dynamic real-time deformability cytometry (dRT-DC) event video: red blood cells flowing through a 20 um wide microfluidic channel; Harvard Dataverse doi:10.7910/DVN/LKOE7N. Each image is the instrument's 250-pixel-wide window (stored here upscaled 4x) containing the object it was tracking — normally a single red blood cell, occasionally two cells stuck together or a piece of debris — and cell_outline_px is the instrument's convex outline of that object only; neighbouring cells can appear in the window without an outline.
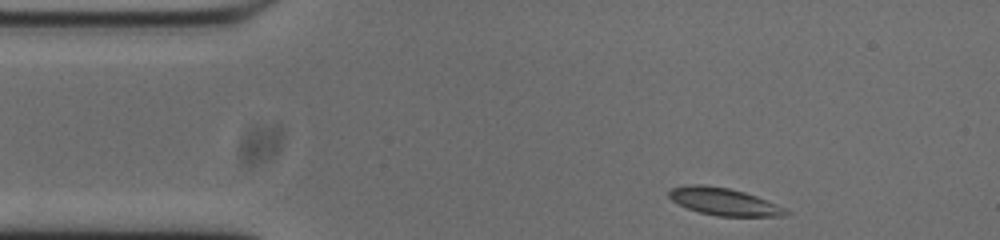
{"species": "common noctule bat (a hibernating species)", "species_latin": "Nyctalus noctula", "temperature_condition": "cold", "stored_images_in_passage": 47, "camera_frame_rate_fps": 3000, "um_per_image_px": 0.085, "animal": {"sex": "male", "body_mass_g": 20.0, "forearm_length_mm": 53.3}, "frame": {"image": 1, "passage_image": 1, "time_ms": 0.0, "image_size_px": [1000, 240], "cell_outline_px": [[792, 212], [784, 216], [716, 216], [700, 212], [688, 208], [672, 200], [668, 196], [668, 192], [672, 188], [688, 184], [700, 184], [728, 188], [744, 192], [756, 196], [776, 204]], "centroid_in_image_um": [61.54, 17.14], "position_along_channel_um": 23.5, "area_um2": 18.44}}
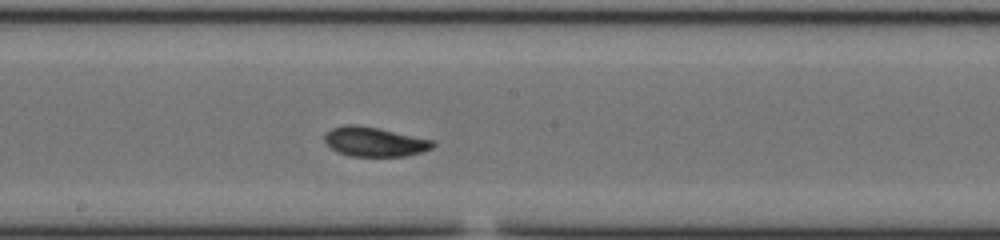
{"frame": {"image": 2, "passage_image": 21, "time_ms": 6.667, "image_size_px": [1000, 240], "cell_outline_px": [[436, 144], [432, 148], [420, 152], [404, 156], [348, 156], [336, 152], [324, 140], [324, 136], [332, 128], [344, 124], [356, 124], [380, 128], [436, 140]], "centroid_in_image_um": [31.86, 12.04], "position_along_channel_um": 216.3, "area_um2": 18.79}}
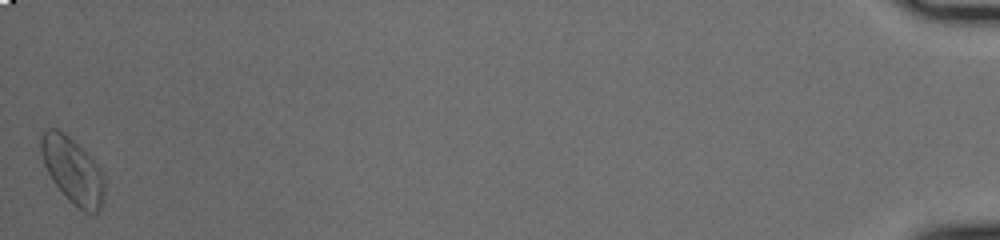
{"frame": {"image": 3, "passage_image": 47, "time_ms": 15.333, "image_size_px": [1000, 240], "cell_outline_px": [[104, 200], [96, 216], [84, 212], [72, 204], [68, 200], [52, 180], [44, 164], [40, 152], [40, 136], [48, 128], [56, 128], [64, 132], [96, 164], [104, 180]], "centroid_in_image_um": [6.16, 14.54], "position_along_channel_um": 429.0, "area_um2": 24.22}, "authors_computed_cell_mechanics": {"area_um2": 18.3226, "velocity_mm_per_s": 3.7124, "shape_relaxation_time_tau1_ms": 4.7277, "shape_relaxation_time_tau2_ms": 1.498, "deformation_change_tau1": 0.1324, "deformation_change_tau2": 0.0575}}